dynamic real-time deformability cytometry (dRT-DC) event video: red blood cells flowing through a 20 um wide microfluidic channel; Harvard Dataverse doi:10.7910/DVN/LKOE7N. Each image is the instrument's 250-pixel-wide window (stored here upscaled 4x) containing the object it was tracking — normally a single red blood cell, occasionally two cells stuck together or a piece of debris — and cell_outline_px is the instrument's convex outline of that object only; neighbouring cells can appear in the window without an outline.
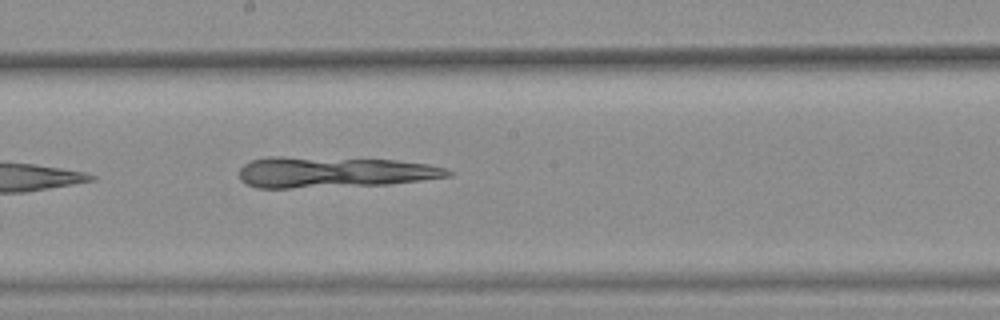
{"species": "common noctule bat (a hibernating species)", "species_latin": "Nyctalus noctula", "temperature_condition": "warm", "stored_images_in_passage": 8, "camera_frame_rate_fps": 3000, "um_per_image_px": 0.085, "animal": {"sex": "female", "body_mass_g": 25.1}, "frame": {"image": 1, "passage_image": 8, "time_ms": 2.333, "image_size_px": [1000, 320], "cell_outline_px": [[452, 176], [388, 184], [292, 188], [256, 188], [240, 180], [240, 168], [244, 164], [252, 160], [268, 156], [280, 156], [396, 160], [428, 164], [448, 168], [452, 172]], "centroid_in_image_um": [28.36, 14.63], "position_along_channel_um": 219.8, "area_um2": 37.69}}